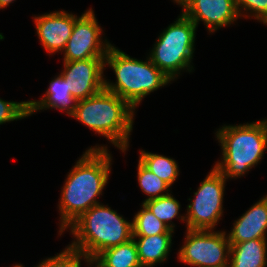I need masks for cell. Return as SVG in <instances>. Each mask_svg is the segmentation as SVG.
<instances>
[{"instance_id": "cell-1", "label": "cell", "mask_w": 267, "mask_h": 267, "mask_svg": "<svg viewBox=\"0 0 267 267\" xmlns=\"http://www.w3.org/2000/svg\"><path fill=\"white\" fill-rule=\"evenodd\" d=\"M97 146L90 147L77 160L62 187L58 205L60 236L87 210L100 203L97 197L108 184L112 157L108 147Z\"/></svg>"}, {"instance_id": "cell-2", "label": "cell", "mask_w": 267, "mask_h": 267, "mask_svg": "<svg viewBox=\"0 0 267 267\" xmlns=\"http://www.w3.org/2000/svg\"><path fill=\"white\" fill-rule=\"evenodd\" d=\"M134 113L135 110L125 100L104 88L87 99L77 101L71 117L125 152L133 130Z\"/></svg>"}, {"instance_id": "cell-3", "label": "cell", "mask_w": 267, "mask_h": 267, "mask_svg": "<svg viewBox=\"0 0 267 267\" xmlns=\"http://www.w3.org/2000/svg\"><path fill=\"white\" fill-rule=\"evenodd\" d=\"M222 161L214 167L226 178H238L255 167L267 150V119L239 125H224L216 131Z\"/></svg>"}, {"instance_id": "cell-4", "label": "cell", "mask_w": 267, "mask_h": 267, "mask_svg": "<svg viewBox=\"0 0 267 267\" xmlns=\"http://www.w3.org/2000/svg\"><path fill=\"white\" fill-rule=\"evenodd\" d=\"M105 66L114 71L116 82L105 78L104 88L125 100L134 110L144 97L172 81L150 58L145 61L131 58L114 45L106 54Z\"/></svg>"}, {"instance_id": "cell-5", "label": "cell", "mask_w": 267, "mask_h": 267, "mask_svg": "<svg viewBox=\"0 0 267 267\" xmlns=\"http://www.w3.org/2000/svg\"><path fill=\"white\" fill-rule=\"evenodd\" d=\"M74 239L69 246L87 257L132 239V222L101 203L92 206L69 227Z\"/></svg>"}, {"instance_id": "cell-6", "label": "cell", "mask_w": 267, "mask_h": 267, "mask_svg": "<svg viewBox=\"0 0 267 267\" xmlns=\"http://www.w3.org/2000/svg\"><path fill=\"white\" fill-rule=\"evenodd\" d=\"M197 26L183 13L159 35L150 52L152 63L172 81L181 70L193 71L192 59Z\"/></svg>"}, {"instance_id": "cell-7", "label": "cell", "mask_w": 267, "mask_h": 267, "mask_svg": "<svg viewBox=\"0 0 267 267\" xmlns=\"http://www.w3.org/2000/svg\"><path fill=\"white\" fill-rule=\"evenodd\" d=\"M226 178L214 166L194 192L187 205L186 227L190 230H214L223 215Z\"/></svg>"}, {"instance_id": "cell-8", "label": "cell", "mask_w": 267, "mask_h": 267, "mask_svg": "<svg viewBox=\"0 0 267 267\" xmlns=\"http://www.w3.org/2000/svg\"><path fill=\"white\" fill-rule=\"evenodd\" d=\"M179 261L196 267H219L229 263L231 244L225 231L186 230Z\"/></svg>"}, {"instance_id": "cell-9", "label": "cell", "mask_w": 267, "mask_h": 267, "mask_svg": "<svg viewBox=\"0 0 267 267\" xmlns=\"http://www.w3.org/2000/svg\"><path fill=\"white\" fill-rule=\"evenodd\" d=\"M102 33L92 8L79 17L75 15L72 34L63 50V61L105 58L112 44L106 39L103 40Z\"/></svg>"}, {"instance_id": "cell-10", "label": "cell", "mask_w": 267, "mask_h": 267, "mask_svg": "<svg viewBox=\"0 0 267 267\" xmlns=\"http://www.w3.org/2000/svg\"><path fill=\"white\" fill-rule=\"evenodd\" d=\"M64 68L60 73L71 82L72 96L83 100L104 89L105 58H90L78 61H63Z\"/></svg>"}, {"instance_id": "cell-11", "label": "cell", "mask_w": 267, "mask_h": 267, "mask_svg": "<svg viewBox=\"0 0 267 267\" xmlns=\"http://www.w3.org/2000/svg\"><path fill=\"white\" fill-rule=\"evenodd\" d=\"M197 27L202 21L209 33L221 27L230 26L241 18L236 8V0H190L182 9Z\"/></svg>"}, {"instance_id": "cell-12", "label": "cell", "mask_w": 267, "mask_h": 267, "mask_svg": "<svg viewBox=\"0 0 267 267\" xmlns=\"http://www.w3.org/2000/svg\"><path fill=\"white\" fill-rule=\"evenodd\" d=\"M34 20L38 38L49 55L63 52L72 34L75 15L60 10L35 16Z\"/></svg>"}, {"instance_id": "cell-13", "label": "cell", "mask_w": 267, "mask_h": 267, "mask_svg": "<svg viewBox=\"0 0 267 267\" xmlns=\"http://www.w3.org/2000/svg\"><path fill=\"white\" fill-rule=\"evenodd\" d=\"M227 234L230 244L253 239H267V195L249 208L239 219L235 220Z\"/></svg>"}, {"instance_id": "cell-14", "label": "cell", "mask_w": 267, "mask_h": 267, "mask_svg": "<svg viewBox=\"0 0 267 267\" xmlns=\"http://www.w3.org/2000/svg\"><path fill=\"white\" fill-rule=\"evenodd\" d=\"M76 103L77 100L72 96L71 82L59 74L51 80L49 88L40 101H28V113L31 116L38 110L57 108L71 116L75 110Z\"/></svg>"}, {"instance_id": "cell-15", "label": "cell", "mask_w": 267, "mask_h": 267, "mask_svg": "<svg viewBox=\"0 0 267 267\" xmlns=\"http://www.w3.org/2000/svg\"><path fill=\"white\" fill-rule=\"evenodd\" d=\"M172 233H174V230L169 229L164 234L132 237L136 244L138 258L142 267H153L167 260L172 245Z\"/></svg>"}, {"instance_id": "cell-16", "label": "cell", "mask_w": 267, "mask_h": 267, "mask_svg": "<svg viewBox=\"0 0 267 267\" xmlns=\"http://www.w3.org/2000/svg\"><path fill=\"white\" fill-rule=\"evenodd\" d=\"M231 267H267L266 239H253L231 244Z\"/></svg>"}, {"instance_id": "cell-17", "label": "cell", "mask_w": 267, "mask_h": 267, "mask_svg": "<svg viewBox=\"0 0 267 267\" xmlns=\"http://www.w3.org/2000/svg\"><path fill=\"white\" fill-rule=\"evenodd\" d=\"M95 258L105 267H142L133 238L103 250Z\"/></svg>"}, {"instance_id": "cell-18", "label": "cell", "mask_w": 267, "mask_h": 267, "mask_svg": "<svg viewBox=\"0 0 267 267\" xmlns=\"http://www.w3.org/2000/svg\"><path fill=\"white\" fill-rule=\"evenodd\" d=\"M139 161L151 172L162 179L169 187L179 175V167L173 158L140 150Z\"/></svg>"}, {"instance_id": "cell-19", "label": "cell", "mask_w": 267, "mask_h": 267, "mask_svg": "<svg viewBox=\"0 0 267 267\" xmlns=\"http://www.w3.org/2000/svg\"><path fill=\"white\" fill-rule=\"evenodd\" d=\"M144 204L160 221L169 229L174 230L175 225L172 220L177 217L186 222L185 215L179 216L180 203L171 193L168 195L145 201ZM172 222V223H171Z\"/></svg>"}, {"instance_id": "cell-20", "label": "cell", "mask_w": 267, "mask_h": 267, "mask_svg": "<svg viewBox=\"0 0 267 267\" xmlns=\"http://www.w3.org/2000/svg\"><path fill=\"white\" fill-rule=\"evenodd\" d=\"M132 221L133 237H146L166 233L169 228L142 203Z\"/></svg>"}, {"instance_id": "cell-21", "label": "cell", "mask_w": 267, "mask_h": 267, "mask_svg": "<svg viewBox=\"0 0 267 267\" xmlns=\"http://www.w3.org/2000/svg\"><path fill=\"white\" fill-rule=\"evenodd\" d=\"M137 171V179L140 189L143 193L147 194L148 197L143 203L169 194L170 187L140 161H138Z\"/></svg>"}, {"instance_id": "cell-22", "label": "cell", "mask_w": 267, "mask_h": 267, "mask_svg": "<svg viewBox=\"0 0 267 267\" xmlns=\"http://www.w3.org/2000/svg\"><path fill=\"white\" fill-rule=\"evenodd\" d=\"M82 259L86 260L87 256L68 245L61 253L46 258L36 267H81ZM18 265L23 267L21 264Z\"/></svg>"}, {"instance_id": "cell-23", "label": "cell", "mask_w": 267, "mask_h": 267, "mask_svg": "<svg viewBox=\"0 0 267 267\" xmlns=\"http://www.w3.org/2000/svg\"><path fill=\"white\" fill-rule=\"evenodd\" d=\"M236 8L239 16L254 17L267 25V0H236ZM243 10L248 15L244 14Z\"/></svg>"}, {"instance_id": "cell-24", "label": "cell", "mask_w": 267, "mask_h": 267, "mask_svg": "<svg viewBox=\"0 0 267 267\" xmlns=\"http://www.w3.org/2000/svg\"><path fill=\"white\" fill-rule=\"evenodd\" d=\"M28 116V101L14 102L0 98V125Z\"/></svg>"}, {"instance_id": "cell-25", "label": "cell", "mask_w": 267, "mask_h": 267, "mask_svg": "<svg viewBox=\"0 0 267 267\" xmlns=\"http://www.w3.org/2000/svg\"><path fill=\"white\" fill-rule=\"evenodd\" d=\"M85 262H87V266L90 265L88 267H92V266L93 267H105L95 257H87V259L85 260Z\"/></svg>"}, {"instance_id": "cell-26", "label": "cell", "mask_w": 267, "mask_h": 267, "mask_svg": "<svg viewBox=\"0 0 267 267\" xmlns=\"http://www.w3.org/2000/svg\"><path fill=\"white\" fill-rule=\"evenodd\" d=\"M13 1L15 0H0V9L6 8Z\"/></svg>"}, {"instance_id": "cell-27", "label": "cell", "mask_w": 267, "mask_h": 267, "mask_svg": "<svg viewBox=\"0 0 267 267\" xmlns=\"http://www.w3.org/2000/svg\"><path fill=\"white\" fill-rule=\"evenodd\" d=\"M175 3L180 5L182 9L185 7V5L190 1V0H173Z\"/></svg>"}, {"instance_id": "cell-28", "label": "cell", "mask_w": 267, "mask_h": 267, "mask_svg": "<svg viewBox=\"0 0 267 267\" xmlns=\"http://www.w3.org/2000/svg\"><path fill=\"white\" fill-rule=\"evenodd\" d=\"M219 267H231L230 264H226V265H223V266H219Z\"/></svg>"}]
</instances>
